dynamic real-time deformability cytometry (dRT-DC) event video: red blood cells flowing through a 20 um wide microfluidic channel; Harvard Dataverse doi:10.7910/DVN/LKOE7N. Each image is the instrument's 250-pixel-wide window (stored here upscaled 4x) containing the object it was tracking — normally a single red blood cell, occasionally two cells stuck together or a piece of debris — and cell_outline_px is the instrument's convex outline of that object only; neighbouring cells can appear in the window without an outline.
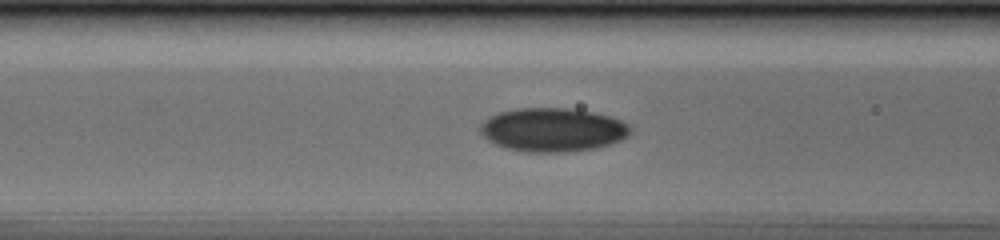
{"species": "human", "species_latin": "Homo sapiens", "temperature_condition": "cold", "stored_images_in_passage": 51, "camera_frame_rate_fps": 3000, "um_per_image_px": 0.085, "donor": {"sex": "male"}, "frame": {"image": 1, "passage_image": 20, "time_ms": 6.333, "image_size_px": [1000, 240], "cell_outline_px": [[632, 132], [628, 136], [620, 140], [596, 148], [564, 152], [528, 152], [504, 148], [488, 140], [480, 132], [480, 124], [484, 120], [500, 112], [516, 108], [568, 108], [596, 112], [620, 120], [628, 124], [632, 128]], "centroid_in_image_um": [46.99, 11.03], "position_along_channel_um": 119.6, "area_um2": 38.26}}
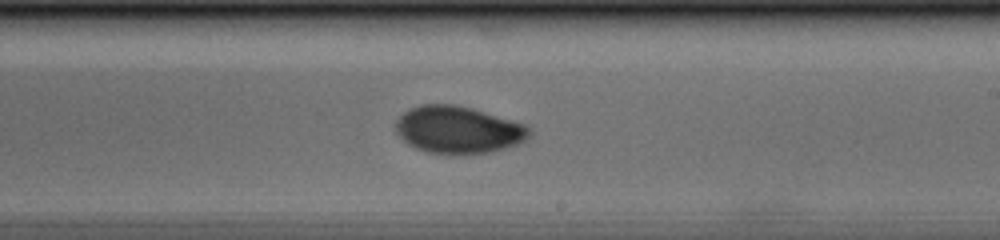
{"frame": {"image": 2, "passage_image": 30, "time_ms": 9.667, "image_size_px": [1000, 240], "cell_outline_px": [[532, 136], [520, 144], [488, 152], [448, 156], [428, 152], [416, 148], [408, 144], [396, 132], [392, 124], [408, 108], [420, 104], [456, 104], [472, 108], [528, 124], [532, 128]], "centroid_in_image_um": [38.97, 11.03], "position_along_channel_um": 250.0, "area_um2": 37.74}}
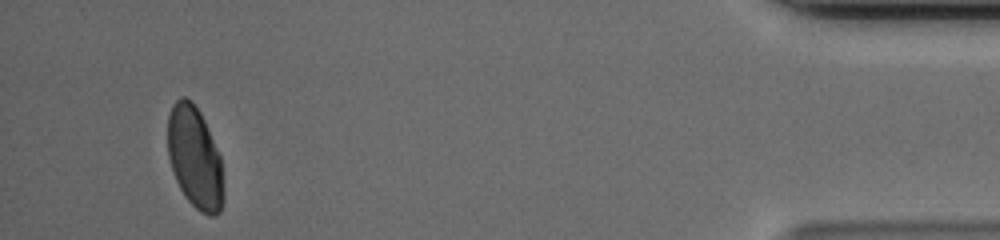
{"frame": {"image": 3, "passage_image": 48, "time_ms": 15.667, "image_size_px": [1000, 240], "cell_outline_px": [[224, 200], [220, 212], [216, 216], [208, 216], [200, 212], [184, 196], [176, 180], [168, 156], [168, 116], [172, 104], [180, 96], [184, 96], [192, 100], [200, 112], [204, 120], [220, 156]], "centroid_in_image_um": [16.56, 13.4], "position_along_channel_um": 418.6, "area_um2": 33.18}}